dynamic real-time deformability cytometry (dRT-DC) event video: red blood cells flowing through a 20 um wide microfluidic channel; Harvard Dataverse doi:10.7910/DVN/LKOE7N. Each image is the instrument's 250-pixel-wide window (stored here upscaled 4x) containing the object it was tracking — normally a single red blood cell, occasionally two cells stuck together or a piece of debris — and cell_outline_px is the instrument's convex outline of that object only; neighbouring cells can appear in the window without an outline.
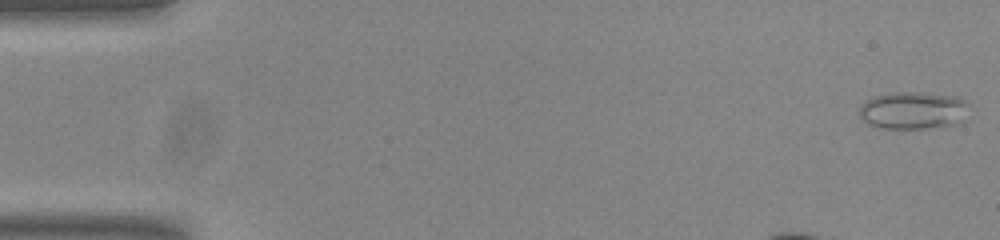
{"species": "common noctule bat (a hibernating species)", "species_latin": "Nyctalus noctula", "temperature_condition": "room temperature", "stored_images_in_passage": 14, "camera_frame_rate_fps": 3000, "um_per_image_px": 0.085, "animal": {"sex": "male", "body_mass_g": 20.0, "forearm_length_mm": 53.3}, "frame": {"image": 1, "passage_image": 1, "time_ms": 0.0, "image_size_px": [1000, 240], "cell_outline_px": [[968, 104], [964, 120], [960, 124], [940, 128], [880, 128], [868, 124], [860, 116], [860, 104], [876, 96], [896, 92], [920, 92], [956, 96], [964, 100]], "centroid_in_image_um": [77.66, 9.4], "position_along_channel_um": 7.3, "area_um2": 24.16}}